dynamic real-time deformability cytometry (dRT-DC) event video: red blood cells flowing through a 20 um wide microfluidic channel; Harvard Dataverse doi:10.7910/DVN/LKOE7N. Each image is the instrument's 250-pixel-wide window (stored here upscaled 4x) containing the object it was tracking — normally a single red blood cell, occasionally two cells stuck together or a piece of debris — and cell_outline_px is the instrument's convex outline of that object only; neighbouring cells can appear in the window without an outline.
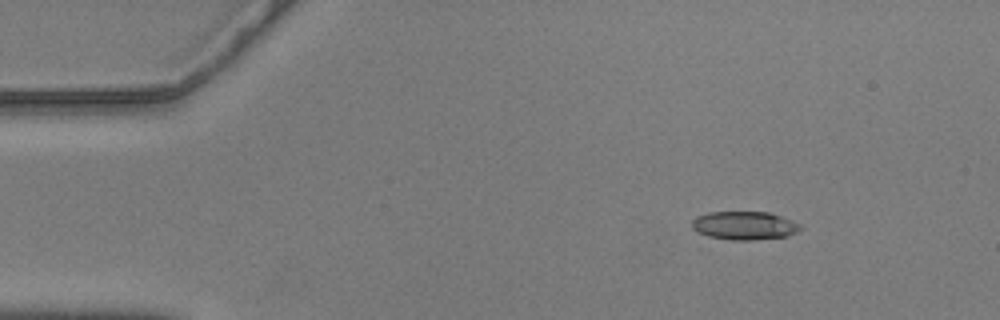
{"species": "common noctule bat (a hibernating species)", "species_latin": "Nyctalus noctula", "temperature_condition": "warm", "stored_images_in_passage": 35, "camera_frame_rate_fps": 3000, "um_per_image_px": 0.085, "animal": {"sex": "male", "body_mass_g": 20.5, "forearm_length_mm": 52.5}, "frame": {"image": 1, "passage_image": 1, "time_ms": 0.0, "image_size_px": [1000, 320], "cell_outline_px": [[800, 228], [796, 232], [788, 236], [752, 240], [732, 240], [708, 236], [696, 232], [692, 228], [692, 220], [696, 216], [708, 212], [768, 212], [792, 220], [800, 224]], "centroid_in_image_um": [63.24, 19.17], "position_along_channel_um": 21.8, "area_um2": 17.92}}
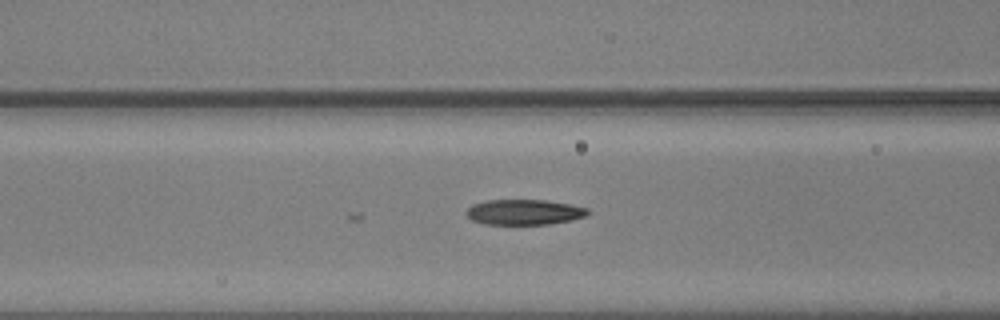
{"frame": {"image": 2, "passage_image": 16, "time_ms": 5.0, "image_size_px": [1000, 320], "cell_outline_px": [[588, 212], [584, 216], [572, 220], [548, 224], [484, 224], [472, 220], [464, 212], [472, 204], [488, 200], [544, 200], [572, 204], [588, 208]], "centroid_in_image_um": [44.54, 18.02], "position_along_channel_um": 122.1, "area_um2": 17.92}}
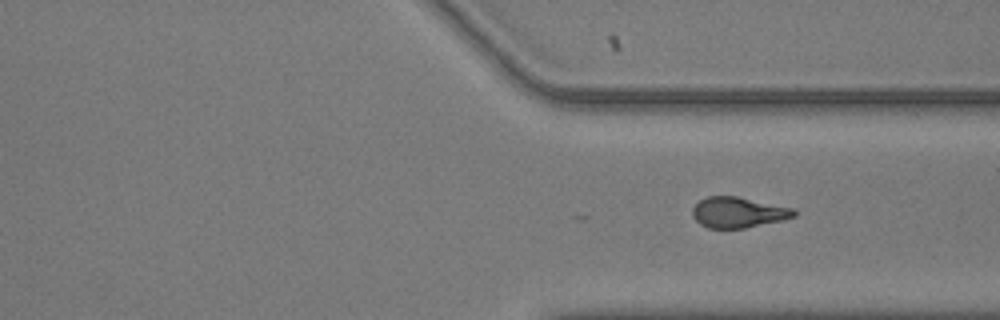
{"frame": {"image": 3, "passage_image": 35, "time_ms": 11.333, "image_size_px": [1000, 320], "cell_outline_px": [[796, 216], [784, 220], [744, 228], [708, 228], [700, 224], [692, 216], [692, 208], [700, 200], [708, 196], [736, 196], [796, 208]], "centroid_in_image_um": [62.78, 18.05], "position_along_channel_um": 348.6, "area_um2": 18.26}}